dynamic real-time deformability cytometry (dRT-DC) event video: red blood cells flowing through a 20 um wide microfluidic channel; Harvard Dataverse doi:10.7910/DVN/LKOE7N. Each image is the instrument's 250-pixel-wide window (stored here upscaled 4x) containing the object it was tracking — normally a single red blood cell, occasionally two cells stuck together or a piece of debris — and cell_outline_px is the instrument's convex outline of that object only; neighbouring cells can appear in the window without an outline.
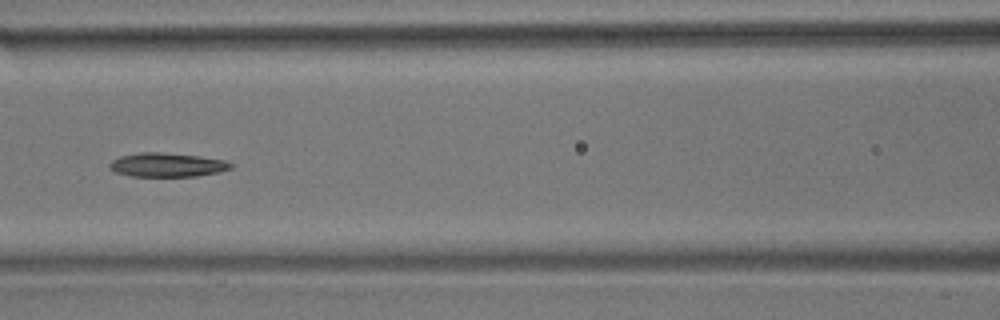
{"species": "common noctule bat (a hibernating species)", "species_latin": "Nyctalus noctula", "temperature_condition": "room temperature", "stored_images_in_passage": 12, "camera_frame_rate_fps": 3000, "um_per_image_px": 0.085, "animal": {"sex": "male", "body_mass_g": 17.9}, "frame": {"image": 1, "passage_image": 6, "time_ms": 7.667, "image_size_px": [1000, 320], "cell_outline_px": [[236, 164], [232, 168], [220, 172], [196, 176], [132, 176], [116, 172], [108, 168], [108, 164], [112, 160], [120, 156], [140, 152], [160, 152], [200, 156], [224, 160]], "centroid_in_image_um": [14.23, 14.01], "position_along_channel_um": 152.4, "area_um2": 17.05}}
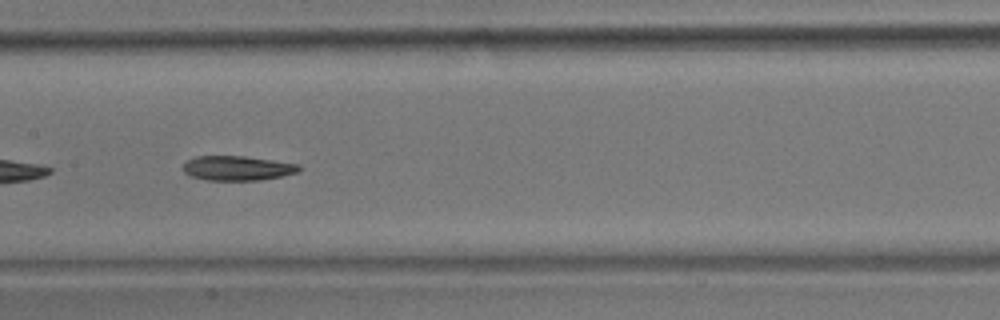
{"frame": {"image": 2, "passage_image": 7, "time_ms": 8.667, "image_size_px": [1000, 320], "cell_outline_px": [[304, 168], [296, 172], [280, 176], [260, 180], [204, 180], [188, 176], [184, 172], [184, 164], [188, 160], [196, 156], [244, 156], [300, 164]], "centroid_in_image_um": [20.17, 14.29], "position_along_channel_um": 187.2, "area_um2": 16.65}}
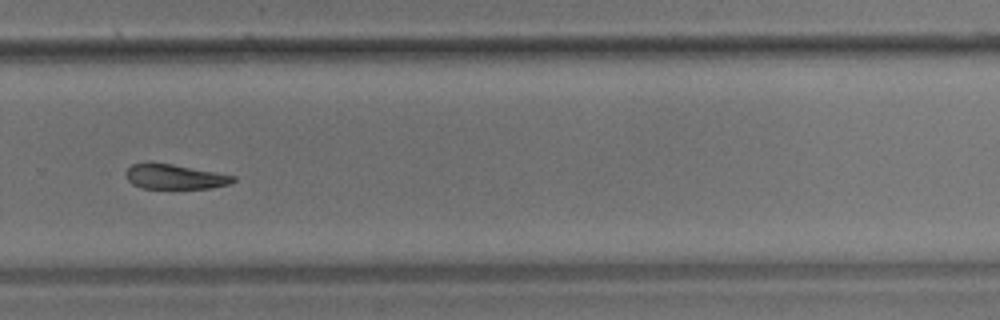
{"frame": {"image": 3, "passage_image": 10, "time_ms": 12.333, "image_size_px": [1000, 320], "cell_outline_px": [[236, 180], [228, 184], [212, 188], [140, 188], [132, 184], [128, 180], [124, 172], [132, 164], [172, 164], [216, 172], [236, 176]], "centroid_in_image_um": [14.87, 15.04], "position_along_channel_um": 314.9, "area_um2": 15.26}, "authors_computed_cell_mechanics": {"area_um2": 17.4845, "velocity_mm_per_s": 3.5035, "shape_relaxation_time_tau1_ms": 4.3529, "shape_relaxation_time_tau2_ms": 5.3227, "deformation_change_tau1": 0.0737, "deformation_change_tau2": 0.1167}}